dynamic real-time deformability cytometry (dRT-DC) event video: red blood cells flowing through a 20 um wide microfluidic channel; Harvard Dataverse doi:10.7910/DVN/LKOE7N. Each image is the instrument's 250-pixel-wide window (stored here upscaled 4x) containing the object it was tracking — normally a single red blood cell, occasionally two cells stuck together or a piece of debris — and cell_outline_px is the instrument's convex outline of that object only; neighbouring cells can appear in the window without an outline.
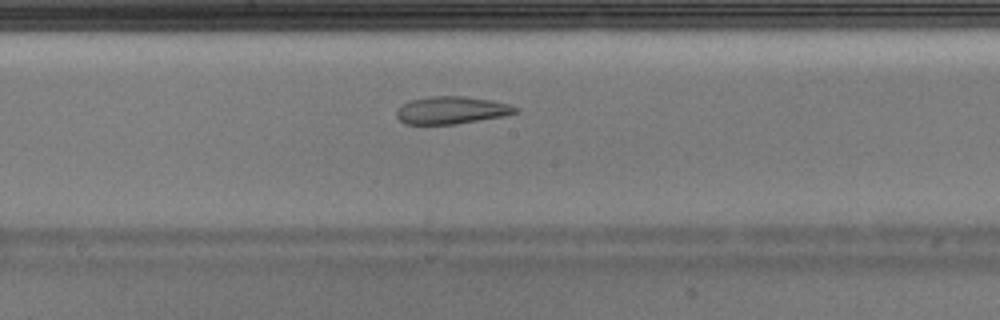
{"species": "Egyptian fruit bat (a non-hibernating species)", "species_latin": "Rousettus aegyptiacus", "temperature_condition": "warm", "stored_images_in_passage": 35, "camera_frame_rate_fps": 3000, "um_per_image_px": 0.085, "animal": {"sex": "male"}, "frame": {"image": 1, "passage_image": 15, "time_ms": 4.667, "image_size_px": [1000, 320], "cell_outline_px": [[520, 112], [504, 116], [456, 124], [404, 124], [396, 116], [396, 112], [404, 104], [412, 100], [432, 96], [464, 96], [492, 100], [508, 104], [520, 108]], "centroid_in_image_um": [38.44, 9.37], "position_along_channel_um": 209.8, "area_um2": 19.02}}
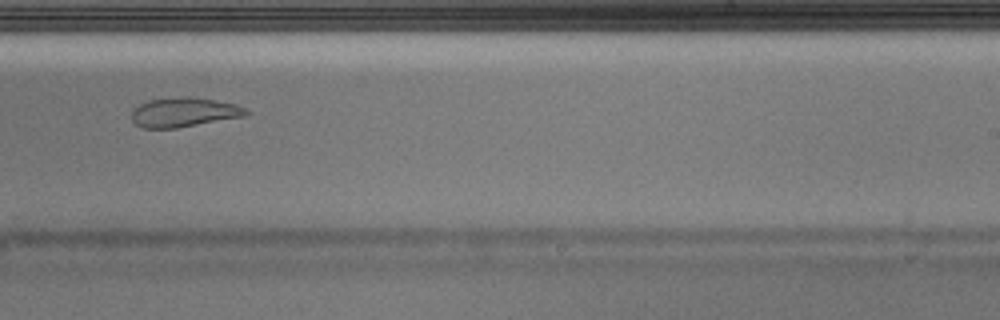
{"frame": {"image": 2, "passage_image": 19, "time_ms": 6.0, "image_size_px": [1000, 320], "cell_outline_px": [[248, 112], [244, 116], [176, 128], [144, 128], [136, 124], [132, 120], [132, 112], [140, 104], [148, 100], [184, 96], [188, 96], [216, 100], [236, 104], [244, 108]], "centroid_in_image_um": [15.62, 9.53], "position_along_channel_um": 273.4, "area_um2": 19.36}}
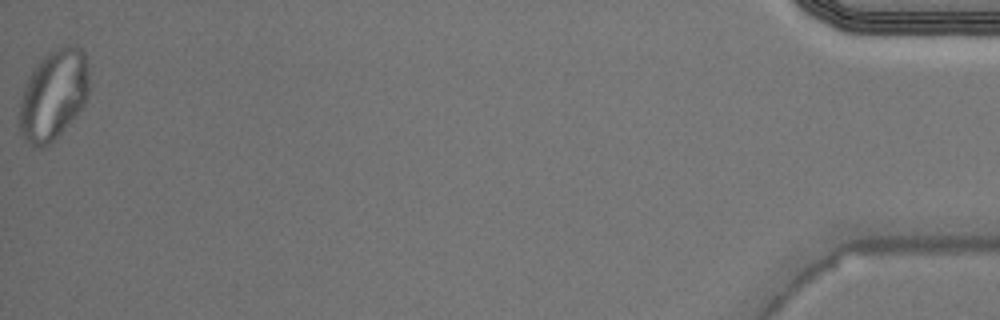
{"frame": {"image": 3, "passage_image": 35, "time_ms": 11.333, "image_size_px": [1000, 320], "cell_outline_px": [[88, 96], [84, 104], [64, 128], [48, 144], [40, 148], [24, 140], [20, 132], [20, 96], [32, 72], [44, 56], [48, 52], [56, 48], [76, 44], [84, 52], [88, 68]], "centroid_in_image_um": [4.55, 8.04], "position_along_channel_um": 430.6, "area_um2": 35.95}}